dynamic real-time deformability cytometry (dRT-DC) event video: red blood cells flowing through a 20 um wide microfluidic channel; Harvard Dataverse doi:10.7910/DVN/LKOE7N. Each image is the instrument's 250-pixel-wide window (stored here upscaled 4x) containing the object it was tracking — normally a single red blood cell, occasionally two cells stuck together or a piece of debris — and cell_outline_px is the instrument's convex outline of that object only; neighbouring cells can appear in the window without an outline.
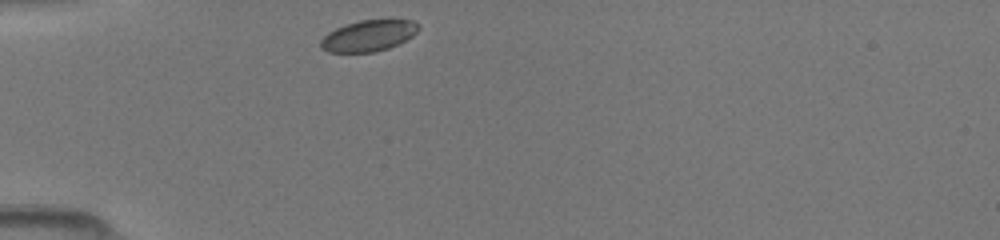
{"species": "common noctule bat (a hibernating species)", "species_latin": "Nyctalus noctula", "temperature_condition": "room temperature", "stored_images_in_passage": 36, "camera_frame_rate_fps": 3000, "um_per_image_px": 0.085, "animal": {"sex": "female", "body_mass_g": 19.5, "forearm_length_mm": 54.1}, "frame": {"image": 1, "passage_image": 1, "time_ms": 0.0, "image_size_px": [1000, 240], "cell_outline_px": [[420, 28], [412, 36], [388, 48], [376, 52], [328, 52], [320, 48], [320, 40], [328, 32], [336, 28], [360, 20], [388, 16], [412, 20]], "centroid_in_image_um": [31.35, 2.98], "position_along_channel_um": 53.7, "area_um2": 18.26}}
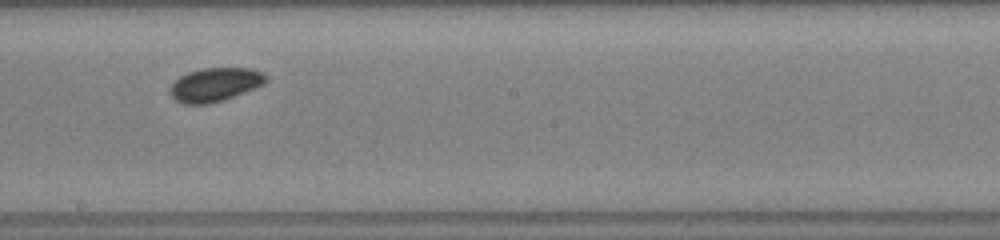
{"frame": {"image": 2, "passage_image": 15, "time_ms": 4.667, "image_size_px": [1000, 240], "cell_outline_px": [[268, 80], [264, 84], [224, 100], [208, 104], [184, 104], [176, 100], [168, 92], [168, 88], [180, 76], [188, 72], [200, 68], [252, 68], [264, 72], [268, 76]], "centroid_in_image_um": [18.28, 7.18], "position_along_channel_um": 229.9, "area_um2": 19.02}}
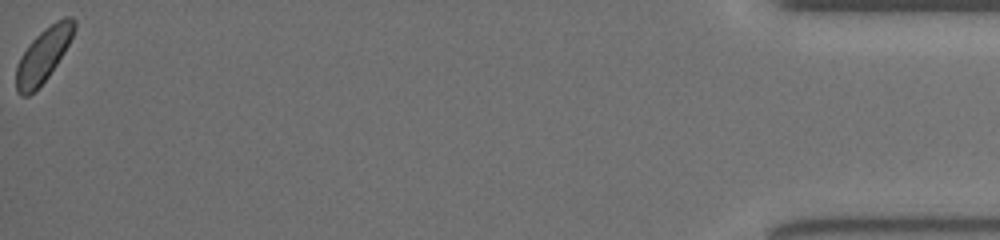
{"frame": {"image": 3, "passage_image": 36, "time_ms": 11.667, "image_size_px": [1000, 240], "cell_outline_px": [[76, 28], [64, 52], [48, 76], [28, 96], [20, 96], [16, 92], [16, 64], [20, 56], [32, 40], [44, 28], [56, 20], [64, 16], [72, 16], [76, 20]], "centroid_in_image_um": [3.68, 4.64], "position_along_channel_um": 431.5, "area_um2": 18.15}}